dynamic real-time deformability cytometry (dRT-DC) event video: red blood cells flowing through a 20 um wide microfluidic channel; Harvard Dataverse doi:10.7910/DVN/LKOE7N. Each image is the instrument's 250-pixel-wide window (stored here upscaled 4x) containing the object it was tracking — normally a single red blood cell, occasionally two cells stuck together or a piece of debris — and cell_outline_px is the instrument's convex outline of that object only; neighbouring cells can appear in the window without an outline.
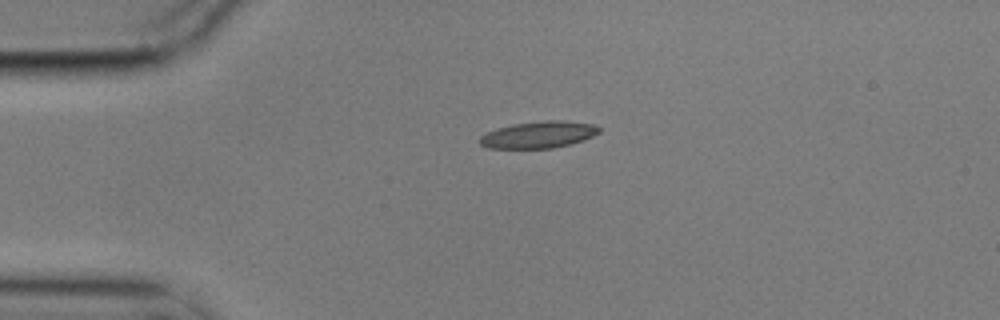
{"species": "common noctule bat (a hibernating species)", "species_latin": "Nyctalus noctula", "temperature_condition": "cold", "stored_images_in_passage": 3, "camera_frame_rate_fps": 3000, "um_per_image_px": 0.085, "animal": {"sex": "male", "body_mass_g": 17.9}, "frame": {"image": 1, "passage_image": 1, "time_ms": 0.0, "image_size_px": [1000, 320], "cell_outline_px": [[600, 132], [584, 140], [552, 148], [488, 148], [480, 144], [480, 136], [496, 128], [512, 124], [548, 120], [556, 120], [592, 124], [600, 128]], "centroid_in_image_um": [45.76, 11.45], "position_along_channel_um": 39.2, "area_um2": 18.38}}
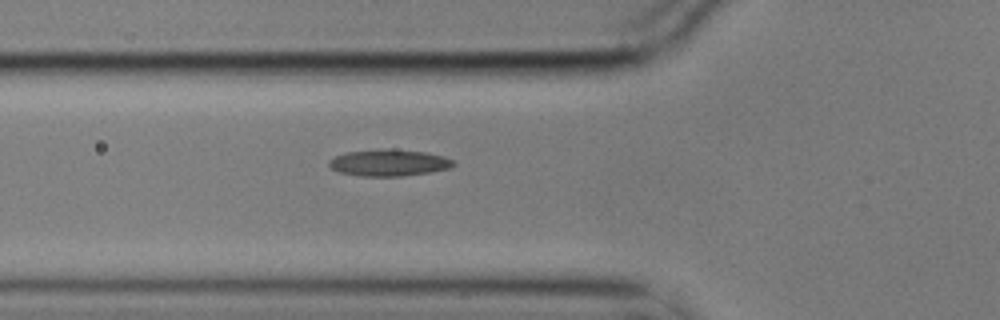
{"frame": {"image": 2, "passage_image": 3, "time_ms": 0.667, "image_size_px": [1000, 320], "cell_outline_px": [[456, 164], [452, 168], [432, 172], [404, 176], [360, 176], [340, 172], [332, 168], [328, 164], [328, 160], [336, 156], [348, 152], [380, 148], [428, 152], [444, 156], [452, 160]], "centroid_in_image_um": [33.1, 13.83], "position_along_channel_um": 92.7, "area_um2": 19.48}}